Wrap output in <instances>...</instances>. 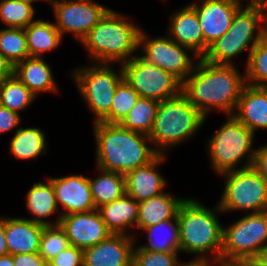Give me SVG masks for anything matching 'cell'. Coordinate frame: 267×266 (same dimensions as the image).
Wrapping results in <instances>:
<instances>
[{
    "label": "cell",
    "mask_w": 267,
    "mask_h": 266,
    "mask_svg": "<svg viewBox=\"0 0 267 266\" xmlns=\"http://www.w3.org/2000/svg\"><path fill=\"white\" fill-rule=\"evenodd\" d=\"M122 67L124 79L140 97L161 102L182 91V83L175 76L142 59L139 54Z\"/></svg>",
    "instance_id": "obj_10"
},
{
    "label": "cell",
    "mask_w": 267,
    "mask_h": 266,
    "mask_svg": "<svg viewBox=\"0 0 267 266\" xmlns=\"http://www.w3.org/2000/svg\"><path fill=\"white\" fill-rule=\"evenodd\" d=\"M21 115L0 105V135L11 130L17 131L21 125Z\"/></svg>",
    "instance_id": "obj_40"
},
{
    "label": "cell",
    "mask_w": 267,
    "mask_h": 266,
    "mask_svg": "<svg viewBox=\"0 0 267 266\" xmlns=\"http://www.w3.org/2000/svg\"><path fill=\"white\" fill-rule=\"evenodd\" d=\"M0 266H15L13 261V255L8 254L0 257Z\"/></svg>",
    "instance_id": "obj_48"
},
{
    "label": "cell",
    "mask_w": 267,
    "mask_h": 266,
    "mask_svg": "<svg viewBox=\"0 0 267 266\" xmlns=\"http://www.w3.org/2000/svg\"><path fill=\"white\" fill-rule=\"evenodd\" d=\"M60 226L65 230L70 245L82 250L102 242L113 234L97 209L61 216Z\"/></svg>",
    "instance_id": "obj_13"
},
{
    "label": "cell",
    "mask_w": 267,
    "mask_h": 266,
    "mask_svg": "<svg viewBox=\"0 0 267 266\" xmlns=\"http://www.w3.org/2000/svg\"><path fill=\"white\" fill-rule=\"evenodd\" d=\"M139 49L142 59L168 71L181 83L193 72L196 64L193 62L198 59L194 53L189 55V51L192 52L189 48L179 45L168 35L150 37L142 28L138 37Z\"/></svg>",
    "instance_id": "obj_11"
},
{
    "label": "cell",
    "mask_w": 267,
    "mask_h": 266,
    "mask_svg": "<svg viewBox=\"0 0 267 266\" xmlns=\"http://www.w3.org/2000/svg\"><path fill=\"white\" fill-rule=\"evenodd\" d=\"M168 36L189 48L199 59L204 56V35L196 11L185 5L169 17Z\"/></svg>",
    "instance_id": "obj_18"
},
{
    "label": "cell",
    "mask_w": 267,
    "mask_h": 266,
    "mask_svg": "<svg viewBox=\"0 0 267 266\" xmlns=\"http://www.w3.org/2000/svg\"><path fill=\"white\" fill-rule=\"evenodd\" d=\"M193 72L182 83L187 99L207 118L212 111L233 115L246 85L238 67L197 60Z\"/></svg>",
    "instance_id": "obj_1"
},
{
    "label": "cell",
    "mask_w": 267,
    "mask_h": 266,
    "mask_svg": "<svg viewBox=\"0 0 267 266\" xmlns=\"http://www.w3.org/2000/svg\"><path fill=\"white\" fill-rule=\"evenodd\" d=\"M253 167L267 181V144L256 149Z\"/></svg>",
    "instance_id": "obj_42"
},
{
    "label": "cell",
    "mask_w": 267,
    "mask_h": 266,
    "mask_svg": "<svg viewBox=\"0 0 267 266\" xmlns=\"http://www.w3.org/2000/svg\"><path fill=\"white\" fill-rule=\"evenodd\" d=\"M8 254L9 253L5 236V217H0V257Z\"/></svg>",
    "instance_id": "obj_45"
},
{
    "label": "cell",
    "mask_w": 267,
    "mask_h": 266,
    "mask_svg": "<svg viewBox=\"0 0 267 266\" xmlns=\"http://www.w3.org/2000/svg\"><path fill=\"white\" fill-rule=\"evenodd\" d=\"M227 118L206 142L210 168L217 175L252 167L256 153V149H252L255 133L233 115H228ZM243 159L246 163L239 167L238 164Z\"/></svg>",
    "instance_id": "obj_6"
},
{
    "label": "cell",
    "mask_w": 267,
    "mask_h": 266,
    "mask_svg": "<svg viewBox=\"0 0 267 266\" xmlns=\"http://www.w3.org/2000/svg\"><path fill=\"white\" fill-rule=\"evenodd\" d=\"M30 57L41 58L45 52H52L62 43V35L54 23L37 19L25 29Z\"/></svg>",
    "instance_id": "obj_26"
},
{
    "label": "cell",
    "mask_w": 267,
    "mask_h": 266,
    "mask_svg": "<svg viewBox=\"0 0 267 266\" xmlns=\"http://www.w3.org/2000/svg\"><path fill=\"white\" fill-rule=\"evenodd\" d=\"M55 15V27L62 37L72 34L81 42L89 31L110 9L93 0H60L51 7Z\"/></svg>",
    "instance_id": "obj_12"
},
{
    "label": "cell",
    "mask_w": 267,
    "mask_h": 266,
    "mask_svg": "<svg viewBox=\"0 0 267 266\" xmlns=\"http://www.w3.org/2000/svg\"><path fill=\"white\" fill-rule=\"evenodd\" d=\"M38 1V0H37ZM42 1V0H41ZM43 1H47V2H49L50 3V5H51V7L53 6V5H55L56 3H58L60 0H43Z\"/></svg>",
    "instance_id": "obj_50"
},
{
    "label": "cell",
    "mask_w": 267,
    "mask_h": 266,
    "mask_svg": "<svg viewBox=\"0 0 267 266\" xmlns=\"http://www.w3.org/2000/svg\"><path fill=\"white\" fill-rule=\"evenodd\" d=\"M180 252H156L134 247L133 266H176Z\"/></svg>",
    "instance_id": "obj_38"
},
{
    "label": "cell",
    "mask_w": 267,
    "mask_h": 266,
    "mask_svg": "<svg viewBox=\"0 0 267 266\" xmlns=\"http://www.w3.org/2000/svg\"><path fill=\"white\" fill-rule=\"evenodd\" d=\"M233 116L248 129H267V87L246 84L240 94Z\"/></svg>",
    "instance_id": "obj_19"
},
{
    "label": "cell",
    "mask_w": 267,
    "mask_h": 266,
    "mask_svg": "<svg viewBox=\"0 0 267 266\" xmlns=\"http://www.w3.org/2000/svg\"><path fill=\"white\" fill-rule=\"evenodd\" d=\"M223 266H254L252 263H245V264H225Z\"/></svg>",
    "instance_id": "obj_49"
},
{
    "label": "cell",
    "mask_w": 267,
    "mask_h": 266,
    "mask_svg": "<svg viewBox=\"0 0 267 266\" xmlns=\"http://www.w3.org/2000/svg\"><path fill=\"white\" fill-rule=\"evenodd\" d=\"M189 3L196 11L204 35V55L210 44L223 36L231 26L240 6L221 0H203L201 3Z\"/></svg>",
    "instance_id": "obj_16"
},
{
    "label": "cell",
    "mask_w": 267,
    "mask_h": 266,
    "mask_svg": "<svg viewBox=\"0 0 267 266\" xmlns=\"http://www.w3.org/2000/svg\"><path fill=\"white\" fill-rule=\"evenodd\" d=\"M14 74L36 97L42 92L58 91L50 64L42 57H29L17 63L14 66Z\"/></svg>",
    "instance_id": "obj_22"
},
{
    "label": "cell",
    "mask_w": 267,
    "mask_h": 266,
    "mask_svg": "<svg viewBox=\"0 0 267 266\" xmlns=\"http://www.w3.org/2000/svg\"><path fill=\"white\" fill-rule=\"evenodd\" d=\"M135 237L111 234L107 239L83 250V266H133Z\"/></svg>",
    "instance_id": "obj_15"
},
{
    "label": "cell",
    "mask_w": 267,
    "mask_h": 266,
    "mask_svg": "<svg viewBox=\"0 0 267 266\" xmlns=\"http://www.w3.org/2000/svg\"><path fill=\"white\" fill-rule=\"evenodd\" d=\"M221 1H228L234 3L240 7H243L242 0H221ZM246 7H262L267 8V0H249L246 4Z\"/></svg>",
    "instance_id": "obj_46"
},
{
    "label": "cell",
    "mask_w": 267,
    "mask_h": 266,
    "mask_svg": "<svg viewBox=\"0 0 267 266\" xmlns=\"http://www.w3.org/2000/svg\"><path fill=\"white\" fill-rule=\"evenodd\" d=\"M36 96L15 74L0 82V105L20 114L33 103Z\"/></svg>",
    "instance_id": "obj_32"
},
{
    "label": "cell",
    "mask_w": 267,
    "mask_h": 266,
    "mask_svg": "<svg viewBox=\"0 0 267 266\" xmlns=\"http://www.w3.org/2000/svg\"><path fill=\"white\" fill-rule=\"evenodd\" d=\"M267 245V211L246 213L223 227L220 261L225 264L252 263Z\"/></svg>",
    "instance_id": "obj_7"
},
{
    "label": "cell",
    "mask_w": 267,
    "mask_h": 266,
    "mask_svg": "<svg viewBox=\"0 0 267 266\" xmlns=\"http://www.w3.org/2000/svg\"><path fill=\"white\" fill-rule=\"evenodd\" d=\"M267 8L240 7L227 32L236 38H263L266 35Z\"/></svg>",
    "instance_id": "obj_28"
},
{
    "label": "cell",
    "mask_w": 267,
    "mask_h": 266,
    "mask_svg": "<svg viewBox=\"0 0 267 266\" xmlns=\"http://www.w3.org/2000/svg\"><path fill=\"white\" fill-rule=\"evenodd\" d=\"M0 52L15 66L30 57L25 30L0 29Z\"/></svg>",
    "instance_id": "obj_34"
},
{
    "label": "cell",
    "mask_w": 267,
    "mask_h": 266,
    "mask_svg": "<svg viewBox=\"0 0 267 266\" xmlns=\"http://www.w3.org/2000/svg\"><path fill=\"white\" fill-rule=\"evenodd\" d=\"M99 170L95 179L89 177L91 195L96 209L121 198L125 193V176L119 172Z\"/></svg>",
    "instance_id": "obj_30"
},
{
    "label": "cell",
    "mask_w": 267,
    "mask_h": 266,
    "mask_svg": "<svg viewBox=\"0 0 267 266\" xmlns=\"http://www.w3.org/2000/svg\"><path fill=\"white\" fill-rule=\"evenodd\" d=\"M139 94L124 79L114 93L110 114L102 121L107 124H119L139 99Z\"/></svg>",
    "instance_id": "obj_36"
},
{
    "label": "cell",
    "mask_w": 267,
    "mask_h": 266,
    "mask_svg": "<svg viewBox=\"0 0 267 266\" xmlns=\"http://www.w3.org/2000/svg\"><path fill=\"white\" fill-rule=\"evenodd\" d=\"M262 38H236L231 37L229 32L223 34L222 37L215 40L209 45L207 52L203 56V60L212 64L233 65V59L244 50H249V54L256 44Z\"/></svg>",
    "instance_id": "obj_25"
},
{
    "label": "cell",
    "mask_w": 267,
    "mask_h": 266,
    "mask_svg": "<svg viewBox=\"0 0 267 266\" xmlns=\"http://www.w3.org/2000/svg\"><path fill=\"white\" fill-rule=\"evenodd\" d=\"M26 194V207L28 212L34 216L33 218L29 217L27 219L44 226L60 224L61 218L57 217L55 221L48 220V217L58 212L59 209L56 202L54 186L49 178H47V182L45 183L34 182Z\"/></svg>",
    "instance_id": "obj_23"
},
{
    "label": "cell",
    "mask_w": 267,
    "mask_h": 266,
    "mask_svg": "<svg viewBox=\"0 0 267 266\" xmlns=\"http://www.w3.org/2000/svg\"><path fill=\"white\" fill-rule=\"evenodd\" d=\"M48 266H83V250L70 245L53 257Z\"/></svg>",
    "instance_id": "obj_39"
},
{
    "label": "cell",
    "mask_w": 267,
    "mask_h": 266,
    "mask_svg": "<svg viewBox=\"0 0 267 266\" xmlns=\"http://www.w3.org/2000/svg\"><path fill=\"white\" fill-rule=\"evenodd\" d=\"M185 200L182 197L163 192L157 196L138 202L139 230L156 225L165 220L174 219L180 204Z\"/></svg>",
    "instance_id": "obj_24"
},
{
    "label": "cell",
    "mask_w": 267,
    "mask_h": 266,
    "mask_svg": "<svg viewBox=\"0 0 267 266\" xmlns=\"http://www.w3.org/2000/svg\"><path fill=\"white\" fill-rule=\"evenodd\" d=\"M45 133L37 127L21 128L10 140L9 152L17 160L37 159L47 152Z\"/></svg>",
    "instance_id": "obj_29"
},
{
    "label": "cell",
    "mask_w": 267,
    "mask_h": 266,
    "mask_svg": "<svg viewBox=\"0 0 267 266\" xmlns=\"http://www.w3.org/2000/svg\"><path fill=\"white\" fill-rule=\"evenodd\" d=\"M252 264L254 266H267V245L260 251L258 257Z\"/></svg>",
    "instance_id": "obj_47"
},
{
    "label": "cell",
    "mask_w": 267,
    "mask_h": 266,
    "mask_svg": "<svg viewBox=\"0 0 267 266\" xmlns=\"http://www.w3.org/2000/svg\"><path fill=\"white\" fill-rule=\"evenodd\" d=\"M158 106L157 100L139 97L119 125L149 136L154 126Z\"/></svg>",
    "instance_id": "obj_31"
},
{
    "label": "cell",
    "mask_w": 267,
    "mask_h": 266,
    "mask_svg": "<svg viewBox=\"0 0 267 266\" xmlns=\"http://www.w3.org/2000/svg\"><path fill=\"white\" fill-rule=\"evenodd\" d=\"M166 157V154H159L150 163L126 173L124 175L126 194L140 202L163 193L167 182L157 169L165 162Z\"/></svg>",
    "instance_id": "obj_17"
},
{
    "label": "cell",
    "mask_w": 267,
    "mask_h": 266,
    "mask_svg": "<svg viewBox=\"0 0 267 266\" xmlns=\"http://www.w3.org/2000/svg\"><path fill=\"white\" fill-rule=\"evenodd\" d=\"M97 210L113 234L132 235L127 231L137 226L138 202L126 193L119 199L101 205Z\"/></svg>",
    "instance_id": "obj_21"
},
{
    "label": "cell",
    "mask_w": 267,
    "mask_h": 266,
    "mask_svg": "<svg viewBox=\"0 0 267 266\" xmlns=\"http://www.w3.org/2000/svg\"><path fill=\"white\" fill-rule=\"evenodd\" d=\"M44 225L23 217H5V236L11 255L38 253Z\"/></svg>",
    "instance_id": "obj_20"
},
{
    "label": "cell",
    "mask_w": 267,
    "mask_h": 266,
    "mask_svg": "<svg viewBox=\"0 0 267 266\" xmlns=\"http://www.w3.org/2000/svg\"><path fill=\"white\" fill-rule=\"evenodd\" d=\"M14 74V65L0 52V82Z\"/></svg>",
    "instance_id": "obj_44"
},
{
    "label": "cell",
    "mask_w": 267,
    "mask_h": 266,
    "mask_svg": "<svg viewBox=\"0 0 267 266\" xmlns=\"http://www.w3.org/2000/svg\"><path fill=\"white\" fill-rule=\"evenodd\" d=\"M176 266H223L221 261H217L210 258H204V257H194L189 262H182L180 261L177 263Z\"/></svg>",
    "instance_id": "obj_43"
},
{
    "label": "cell",
    "mask_w": 267,
    "mask_h": 266,
    "mask_svg": "<svg viewBox=\"0 0 267 266\" xmlns=\"http://www.w3.org/2000/svg\"><path fill=\"white\" fill-rule=\"evenodd\" d=\"M18 1H21V2H26V3H35L37 0H18Z\"/></svg>",
    "instance_id": "obj_51"
},
{
    "label": "cell",
    "mask_w": 267,
    "mask_h": 266,
    "mask_svg": "<svg viewBox=\"0 0 267 266\" xmlns=\"http://www.w3.org/2000/svg\"><path fill=\"white\" fill-rule=\"evenodd\" d=\"M223 213L218 204L207 208L195 198H185L177 211L180 230V252L195 257L220 261L223 245V225L217 214Z\"/></svg>",
    "instance_id": "obj_4"
},
{
    "label": "cell",
    "mask_w": 267,
    "mask_h": 266,
    "mask_svg": "<svg viewBox=\"0 0 267 266\" xmlns=\"http://www.w3.org/2000/svg\"><path fill=\"white\" fill-rule=\"evenodd\" d=\"M15 266H48L39 253H24L13 255Z\"/></svg>",
    "instance_id": "obj_41"
},
{
    "label": "cell",
    "mask_w": 267,
    "mask_h": 266,
    "mask_svg": "<svg viewBox=\"0 0 267 266\" xmlns=\"http://www.w3.org/2000/svg\"><path fill=\"white\" fill-rule=\"evenodd\" d=\"M33 4L18 0L0 1V20L7 28L25 29L36 21Z\"/></svg>",
    "instance_id": "obj_35"
},
{
    "label": "cell",
    "mask_w": 267,
    "mask_h": 266,
    "mask_svg": "<svg viewBox=\"0 0 267 266\" xmlns=\"http://www.w3.org/2000/svg\"><path fill=\"white\" fill-rule=\"evenodd\" d=\"M93 128L98 169L125 175L159 155L148 135L125 129L119 124L96 122Z\"/></svg>",
    "instance_id": "obj_2"
},
{
    "label": "cell",
    "mask_w": 267,
    "mask_h": 266,
    "mask_svg": "<svg viewBox=\"0 0 267 266\" xmlns=\"http://www.w3.org/2000/svg\"><path fill=\"white\" fill-rule=\"evenodd\" d=\"M141 231L147 234L148 243L141 244L139 248L156 252H180V230L177 216L174 219L143 228Z\"/></svg>",
    "instance_id": "obj_27"
},
{
    "label": "cell",
    "mask_w": 267,
    "mask_h": 266,
    "mask_svg": "<svg viewBox=\"0 0 267 266\" xmlns=\"http://www.w3.org/2000/svg\"><path fill=\"white\" fill-rule=\"evenodd\" d=\"M49 179L54 186L57 205L59 209H62L58 218L67 214L96 210L91 195L89 177L73 174L49 177Z\"/></svg>",
    "instance_id": "obj_14"
},
{
    "label": "cell",
    "mask_w": 267,
    "mask_h": 266,
    "mask_svg": "<svg viewBox=\"0 0 267 266\" xmlns=\"http://www.w3.org/2000/svg\"><path fill=\"white\" fill-rule=\"evenodd\" d=\"M206 119L181 91L178 95L159 102L149 138L154 149L165 155L167 149L195 136Z\"/></svg>",
    "instance_id": "obj_5"
},
{
    "label": "cell",
    "mask_w": 267,
    "mask_h": 266,
    "mask_svg": "<svg viewBox=\"0 0 267 266\" xmlns=\"http://www.w3.org/2000/svg\"><path fill=\"white\" fill-rule=\"evenodd\" d=\"M246 84L267 87V36L252 49L244 70Z\"/></svg>",
    "instance_id": "obj_33"
},
{
    "label": "cell",
    "mask_w": 267,
    "mask_h": 266,
    "mask_svg": "<svg viewBox=\"0 0 267 266\" xmlns=\"http://www.w3.org/2000/svg\"><path fill=\"white\" fill-rule=\"evenodd\" d=\"M220 176L225 178L224 190L217 202L222 212L267 211V181L253 166Z\"/></svg>",
    "instance_id": "obj_9"
},
{
    "label": "cell",
    "mask_w": 267,
    "mask_h": 266,
    "mask_svg": "<svg viewBox=\"0 0 267 266\" xmlns=\"http://www.w3.org/2000/svg\"><path fill=\"white\" fill-rule=\"evenodd\" d=\"M110 65L92 62L71 72L82 100L94 114V123L102 122L110 114L114 93L124 80L122 65L117 71Z\"/></svg>",
    "instance_id": "obj_8"
},
{
    "label": "cell",
    "mask_w": 267,
    "mask_h": 266,
    "mask_svg": "<svg viewBox=\"0 0 267 266\" xmlns=\"http://www.w3.org/2000/svg\"><path fill=\"white\" fill-rule=\"evenodd\" d=\"M69 246V239L60 224L43 227L38 253L47 263Z\"/></svg>",
    "instance_id": "obj_37"
},
{
    "label": "cell",
    "mask_w": 267,
    "mask_h": 266,
    "mask_svg": "<svg viewBox=\"0 0 267 266\" xmlns=\"http://www.w3.org/2000/svg\"><path fill=\"white\" fill-rule=\"evenodd\" d=\"M140 30L128 17L109 9L80 43L93 63L122 65L137 56Z\"/></svg>",
    "instance_id": "obj_3"
}]
</instances>
